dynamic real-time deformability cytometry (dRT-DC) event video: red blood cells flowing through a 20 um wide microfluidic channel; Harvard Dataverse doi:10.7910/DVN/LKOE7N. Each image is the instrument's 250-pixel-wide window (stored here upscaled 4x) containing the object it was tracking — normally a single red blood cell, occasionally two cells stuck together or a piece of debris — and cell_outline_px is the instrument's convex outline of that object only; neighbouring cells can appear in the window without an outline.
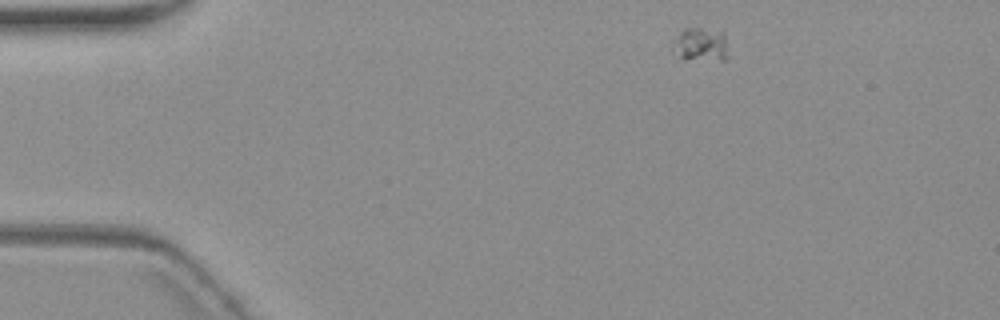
{"species": "common noctule bat (a hibernating species)", "species_latin": "Nyctalus noctula", "temperature_condition": "warm", "stored_images_in_passage": 5, "camera_frame_rate_fps": 3000, "um_per_image_px": 0.085, "animal": {"sex": "female", "body_mass_g": 19.3, "forearm_length_mm": 54.1}, "frame": {"image": 1, "passage_image": 1, "time_ms": 0.0, "image_size_px": [1000, 320], "cell_outline_px": [[724, 60], [684, 60], [680, 56], [676, 40], [676, 36], [684, 28], [700, 28], [724, 32]], "centroid_in_image_um": [59.57, 3.77], "position_along_channel_um": 25.4, "area_um2": 10.12}}
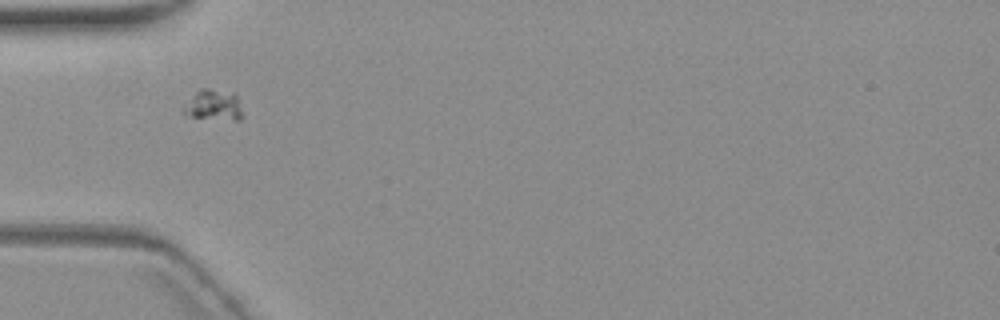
{"frame": {"image": 2, "passage_image": 4, "time_ms": 3.333, "image_size_px": [1000, 320], "cell_outline_px": [[244, 116], [240, 120], [236, 120], [184, 116], [180, 112], [180, 108], [200, 88], [208, 88], [236, 92]], "centroid_in_image_um": [18.14, 8.93], "position_along_channel_um": 66.9, "area_um2": 11.04}}
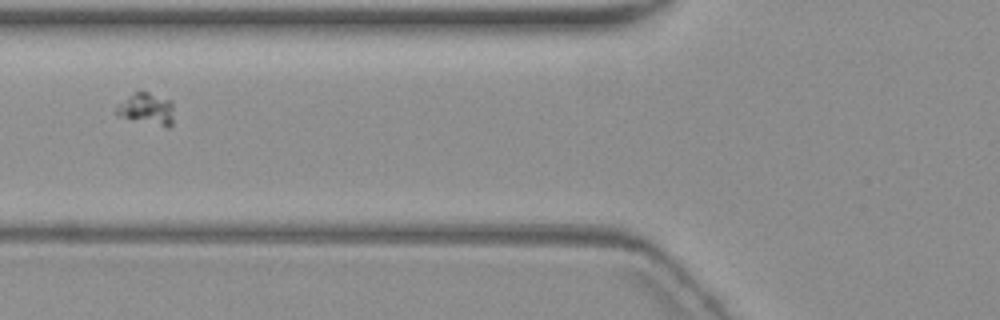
{"frame": {"image": 3, "passage_image": 5, "time_ms": 4.667, "image_size_px": [1000, 320], "cell_outline_px": [[172, 124], [164, 124], [120, 116], [116, 112], [116, 104], [132, 92], [148, 92], [172, 100]], "centroid_in_image_um": [12.42, 9.16], "position_along_channel_um": 113.4, "area_um2": 10.0}}